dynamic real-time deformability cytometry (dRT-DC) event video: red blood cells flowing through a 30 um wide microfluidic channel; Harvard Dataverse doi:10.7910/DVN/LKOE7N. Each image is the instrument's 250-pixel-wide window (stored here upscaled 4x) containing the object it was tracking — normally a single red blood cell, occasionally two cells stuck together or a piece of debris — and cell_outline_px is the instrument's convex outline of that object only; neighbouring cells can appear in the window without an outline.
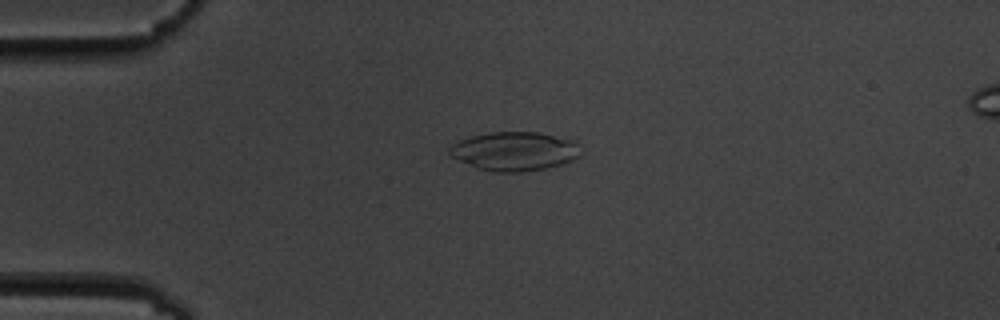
{"species": "common noctule bat (a hibernating species)", "species_latin": "Nyctalus noctula", "temperature_condition": "cold", "stored_images_in_passage": 6, "camera_frame_rate_fps": 3000, "um_per_image_px": 0.085, "animal": {"sex": "male", "body_mass_g": 19.5, "forearm_length_mm": 54.6}, "frame": {"image": 1, "passage_image": 4, "time_ms": 4.333, "image_size_px": [1000, 320], "cell_outline_px": [[580, 156], [572, 160], [560, 164], [544, 168], [524, 172], [492, 172], [476, 168], [452, 156], [448, 152], [448, 148], [452, 144], [460, 140], [472, 136], [492, 132], [540, 132], [576, 140], [580, 144]], "centroid_in_image_um": [43.77, 12.85], "position_along_channel_um": 41.2, "area_um2": 29.88}}